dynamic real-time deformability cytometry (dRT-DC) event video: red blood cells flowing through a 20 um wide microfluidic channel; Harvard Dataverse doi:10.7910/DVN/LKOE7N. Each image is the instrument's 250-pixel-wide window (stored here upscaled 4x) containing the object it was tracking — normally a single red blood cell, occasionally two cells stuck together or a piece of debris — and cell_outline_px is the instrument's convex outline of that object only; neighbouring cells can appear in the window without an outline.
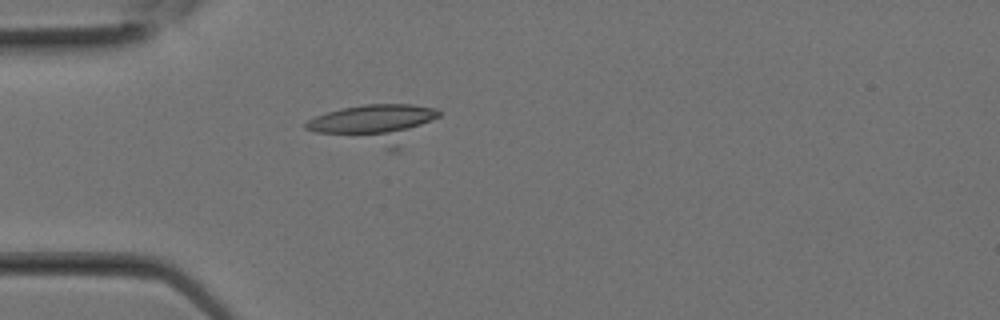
{"species": "Egyptian fruit bat (a non-hibernating species)", "species_latin": "Rousettus aegyptiacus", "temperature_condition": "room temperature", "stored_images_in_passage": 7, "camera_frame_rate_fps": 3000, "um_per_image_px": 0.085, "animal": {"sex": "female"}, "frame": {"image": 1, "passage_image": 3, "time_ms": 0.667, "image_size_px": [1000, 320], "cell_outline_px": [[444, 112], [440, 116], [400, 152], [388, 152], [316, 132], [304, 128], [304, 124], [308, 120], [316, 116], [328, 112], [344, 108], [364, 104], [412, 104], [436, 108]], "centroid_in_image_um": [31.99, 10.58], "position_along_channel_um": 53.0, "area_um2": 31.27}}